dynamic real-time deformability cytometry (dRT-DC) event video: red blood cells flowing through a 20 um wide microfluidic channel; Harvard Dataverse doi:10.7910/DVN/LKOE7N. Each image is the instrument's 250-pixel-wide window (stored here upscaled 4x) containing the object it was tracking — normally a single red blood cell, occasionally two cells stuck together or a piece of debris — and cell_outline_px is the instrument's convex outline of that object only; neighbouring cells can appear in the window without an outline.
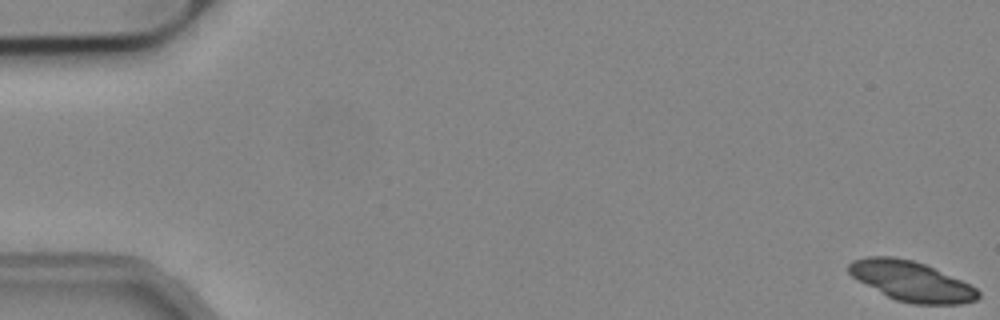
{"species": "common noctule bat (a hibernating species)", "species_latin": "Nyctalus noctula", "temperature_condition": "cold", "stored_images_in_passage": 41, "camera_frame_rate_fps": 3000, "um_per_image_px": 0.085, "animal": {"sex": "male", "body_mass_g": 19.2, "forearm_length_mm": 51.8}, "frame": {"image": 1, "passage_image": 1, "time_ms": 0.0, "image_size_px": [1000, 320], "cell_outline_px": [[980, 296], [976, 300], [960, 304], [912, 304], [896, 300], [856, 280], [848, 272], [848, 264], [852, 260], [868, 256], [892, 256], [912, 260], [924, 264], [960, 280], [976, 288], [980, 292]], "centroid_in_image_um": [77.43, 23.9], "position_along_channel_um": 7.6, "area_um2": 29.88}}
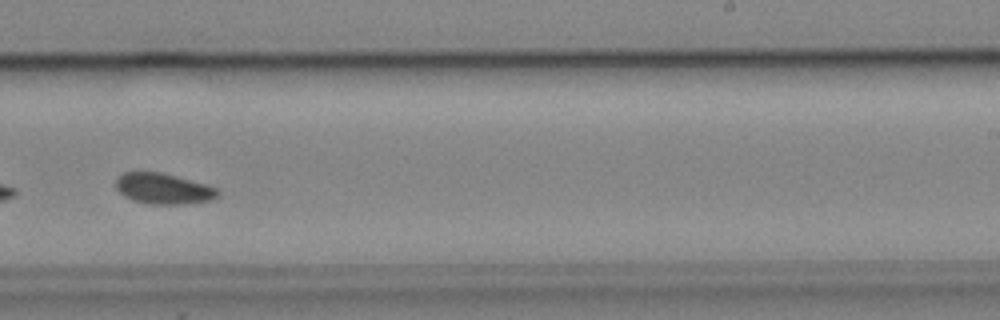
{"frame": {"image": 2, "passage_image": 35, "time_ms": 11.333, "image_size_px": [1000, 320], "cell_outline_px": [[220, 196], [208, 200], [184, 204], [148, 204], [132, 200], [124, 196], [116, 188], [116, 176], [124, 172], [160, 172], [176, 176], [204, 184], [216, 188], [220, 192]], "centroid_in_image_um": [13.85, 16.04], "position_along_channel_um": 275.2, "area_um2": 18.21}}